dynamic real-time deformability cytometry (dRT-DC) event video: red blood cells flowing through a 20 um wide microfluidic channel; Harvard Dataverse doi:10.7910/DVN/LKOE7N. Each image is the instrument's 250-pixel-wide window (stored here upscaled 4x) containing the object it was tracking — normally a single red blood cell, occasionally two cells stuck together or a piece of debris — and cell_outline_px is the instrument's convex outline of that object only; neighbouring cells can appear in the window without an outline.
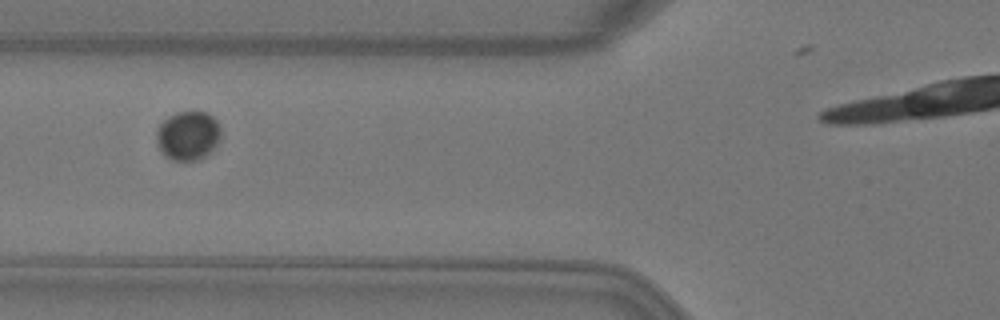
{"species": "Egyptian fruit bat (a non-hibernating species)", "species_latin": "Rousettus aegyptiacus", "temperature_condition": "warm", "stored_images_in_passage": 4, "camera_frame_rate_fps": 3000, "um_per_image_px": 0.085, "animal": {"sex": "female"}, "frame": {"image": 1, "passage_image": 3, "time_ms": 0.667, "image_size_px": [1000, 320], "cell_outline_px": [[220, 140], [200, 160], [172, 160], [164, 156], [156, 140], [156, 128], [168, 116], [176, 112], [208, 112], [220, 124]], "centroid_in_image_um": [15.97, 11.51], "position_along_channel_um": 109.8, "area_um2": 18.44}}